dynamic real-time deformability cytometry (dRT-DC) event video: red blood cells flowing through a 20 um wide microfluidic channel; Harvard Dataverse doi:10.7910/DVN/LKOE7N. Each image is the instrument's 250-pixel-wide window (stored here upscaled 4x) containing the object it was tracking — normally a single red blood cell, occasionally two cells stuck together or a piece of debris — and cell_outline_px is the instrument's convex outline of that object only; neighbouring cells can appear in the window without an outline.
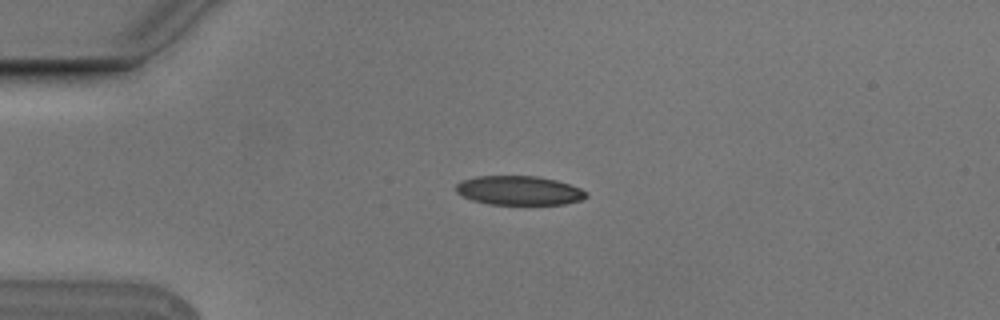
{"species": "Egyptian fruit bat (a non-hibernating species)", "species_latin": "Rousettus aegyptiacus", "temperature_condition": "cold", "stored_images_in_passage": 5, "camera_frame_rate_fps": 3000, "um_per_image_px": 0.085, "animal": {"sex": "male"}, "frame": {"image": 1, "passage_image": 3, "time_ms": 0.667, "image_size_px": [1000, 320], "cell_outline_px": [[588, 196], [580, 200], [564, 204], [488, 204], [472, 200], [456, 192], [456, 184], [460, 180], [476, 176], [540, 176], [556, 180], [580, 188], [588, 192]], "centroid_in_image_um": [44.11, 16.18], "position_along_channel_um": 40.9, "area_um2": 22.14}}